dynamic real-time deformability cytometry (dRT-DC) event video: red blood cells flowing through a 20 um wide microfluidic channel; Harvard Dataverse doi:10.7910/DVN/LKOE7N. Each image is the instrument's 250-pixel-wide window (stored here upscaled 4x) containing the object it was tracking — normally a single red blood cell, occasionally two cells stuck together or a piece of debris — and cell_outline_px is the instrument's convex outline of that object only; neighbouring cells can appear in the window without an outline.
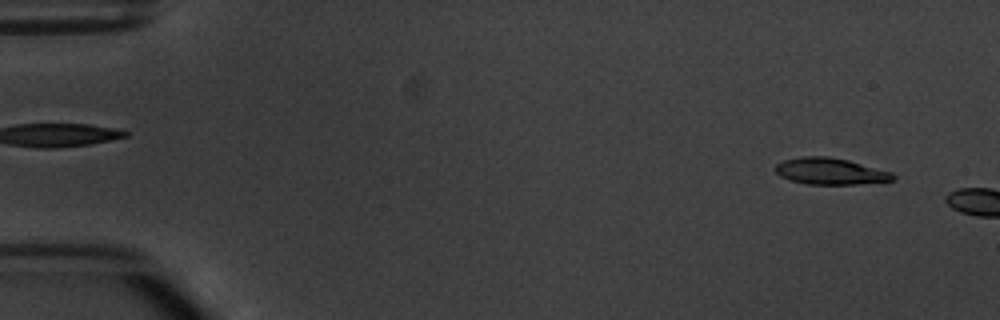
{"species": "common noctule bat (a hibernating species)", "species_latin": "Nyctalus noctula", "temperature_condition": "warm", "stored_images_in_passage": 3, "camera_frame_rate_fps": 3000, "um_per_image_px": 0.085, "animal": {"sex": "male", "body_mass_g": 20.1, "forearm_length_mm": 53.5}, "frame": {"image": 1, "passage_image": 2, "time_ms": 1.0, "image_size_px": [1000, 320], "cell_outline_px": [[896, 180], [856, 184], [808, 184], [788, 180], [780, 176], [776, 172], [776, 164], [784, 160], [800, 156], [828, 156], [848, 160], [892, 172], [896, 176]], "centroid_in_image_um": [70.58, 14.55], "position_along_channel_um": 14.4, "area_um2": 18.21}}